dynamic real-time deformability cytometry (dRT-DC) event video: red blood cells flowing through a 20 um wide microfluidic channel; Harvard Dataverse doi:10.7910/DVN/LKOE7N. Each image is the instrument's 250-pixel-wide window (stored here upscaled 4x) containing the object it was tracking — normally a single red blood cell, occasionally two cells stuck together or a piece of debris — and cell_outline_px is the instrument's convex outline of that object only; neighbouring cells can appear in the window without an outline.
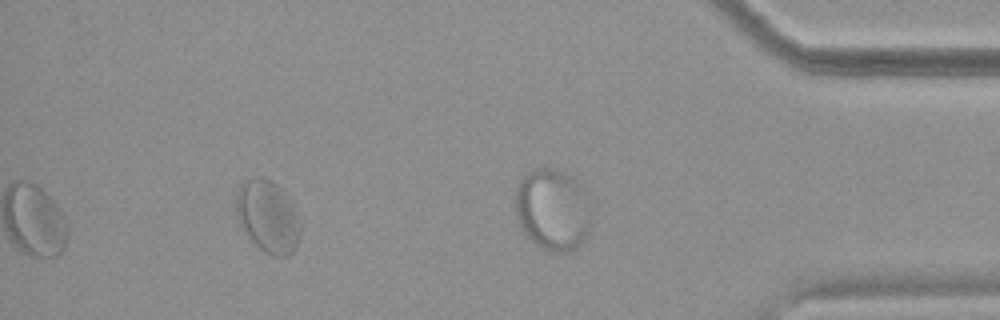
{"species": "common noctule bat (a hibernating species)", "species_latin": "Nyctalus noctula", "temperature_condition": "warm", "stored_images_in_passage": 35, "camera_frame_rate_fps": 3000, "um_per_image_px": 0.085, "animal": {"sex": "female", "body_mass_g": 18.4}, "frame": {"image": 1, "passage_image": 35, "time_ms": 11.333, "image_size_px": [1000, 320], "cell_outline_px": [[300, 232], [296, 248], [288, 256], [272, 256], [260, 248], [252, 240], [240, 224], [236, 212], [236, 192], [240, 184], [244, 180], [256, 176], [260, 176], [272, 180], [284, 188], [300, 224]], "centroid_in_image_um": [22.76, 18.35], "position_along_channel_um": 412.4, "area_um2": 27.05}}